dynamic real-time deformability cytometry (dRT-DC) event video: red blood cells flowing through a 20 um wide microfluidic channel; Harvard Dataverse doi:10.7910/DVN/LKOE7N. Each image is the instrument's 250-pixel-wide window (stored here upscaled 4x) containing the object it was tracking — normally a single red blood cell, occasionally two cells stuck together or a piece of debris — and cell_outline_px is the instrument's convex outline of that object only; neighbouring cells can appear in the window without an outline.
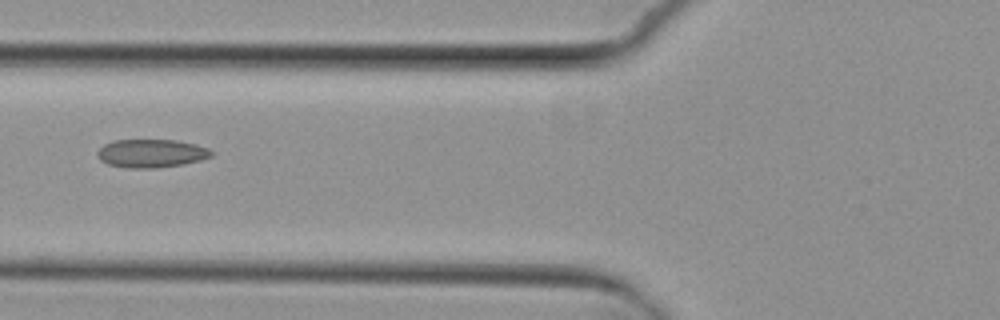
{"species": "common noctule bat (a hibernating species)", "species_latin": "Nyctalus noctula", "temperature_condition": "cold", "stored_images_in_passage": 10, "camera_frame_rate_fps": 3000, "um_per_image_px": 0.085, "animal": {"sex": "female", "body_mass_g": 29.2, "forearm_length_mm": 56.3}, "frame": {"image": 1, "passage_image": 7, "time_ms": 7.0, "image_size_px": [1000, 320], "cell_outline_px": [[216, 152], [212, 156], [200, 160], [184, 164], [156, 168], [128, 168], [108, 164], [100, 160], [96, 152], [104, 144], [112, 140], [176, 140], [196, 144], [208, 148]], "centroid_in_image_um": [12.88, 13.03], "position_along_channel_um": 112.9, "area_um2": 18.96}}
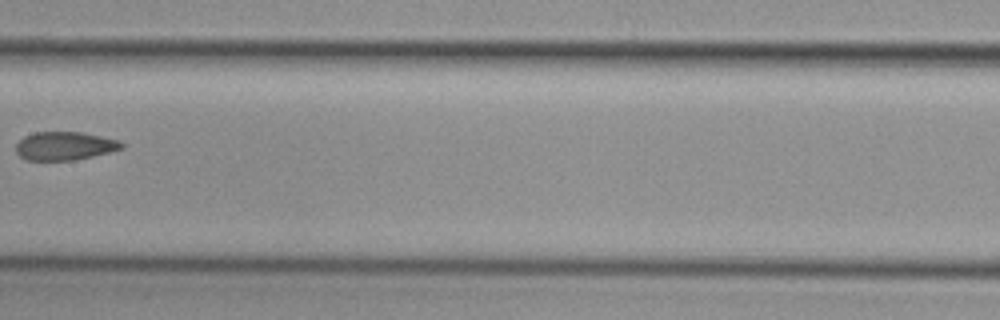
{"frame": {"image": 2, "passage_image": 9, "time_ms": 9.333, "image_size_px": [1000, 320], "cell_outline_px": [[124, 148], [112, 152], [76, 160], [28, 160], [20, 156], [16, 152], [16, 144], [24, 136], [36, 132], [80, 132], [120, 140], [124, 144]], "centroid_in_image_um": [5.54, 12.41], "position_along_channel_um": 201.9, "area_um2": 17.57}}
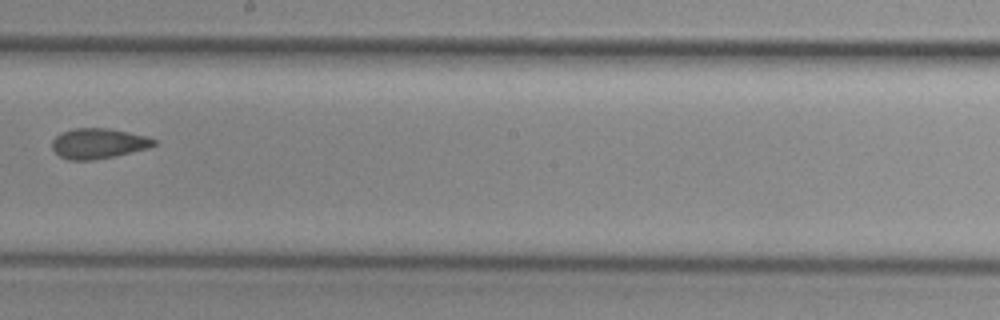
{"frame": {"image": 3, "passage_image": 10, "time_ms": 10.333, "image_size_px": [1000, 320], "cell_outline_px": [[156, 144], [148, 148], [116, 156], [92, 160], [68, 160], [60, 156], [52, 148], [52, 140], [60, 132], [76, 128], [108, 128], [148, 136], [156, 140]], "centroid_in_image_um": [8.36, 12.19], "position_along_channel_um": 239.8, "area_um2": 18.03}}